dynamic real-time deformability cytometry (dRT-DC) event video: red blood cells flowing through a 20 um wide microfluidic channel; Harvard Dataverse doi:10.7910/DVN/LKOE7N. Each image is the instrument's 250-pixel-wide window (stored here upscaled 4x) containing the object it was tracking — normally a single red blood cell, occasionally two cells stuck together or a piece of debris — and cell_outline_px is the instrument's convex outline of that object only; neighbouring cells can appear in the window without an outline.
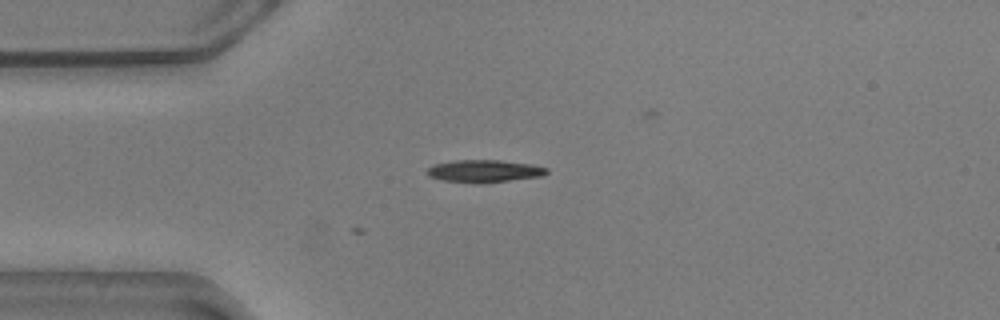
{"species": "common noctule bat (a hibernating species)", "species_latin": "Nyctalus noctula", "temperature_condition": "warm", "stored_images_in_passage": 2, "camera_frame_rate_fps": 3000, "um_per_image_px": 0.085, "animal": {"sex": "male", "body_mass_g": 20.5, "forearm_length_mm": 52.5}, "frame": {"image": 1, "passage_image": 2, "time_ms": 0.333, "image_size_px": [1000, 320], "cell_outline_px": [[548, 172], [544, 176], [480, 184], [472, 184], [444, 180], [428, 176], [424, 172], [428, 168], [436, 164], [452, 160], [500, 160], [532, 164], [548, 168]], "centroid_in_image_um": [41.17, 14.55], "position_along_channel_um": 43.8, "area_um2": 15.95}}